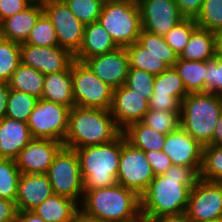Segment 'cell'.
<instances>
[{
    "label": "cell",
    "instance_id": "obj_1",
    "mask_svg": "<svg viewBox=\"0 0 222 222\" xmlns=\"http://www.w3.org/2000/svg\"><path fill=\"white\" fill-rule=\"evenodd\" d=\"M199 174L191 167L172 165L157 175L140 195V211L144 217L186 212L189 194Z\"/></svg>",
    "mask_w": 222,
    "mask_h": 222
},
{
    "label": "cell",
    "instance_id": "obj_2",
    "mask_svg": "<svg viewBox=\"0 0 222 222\" xmlns=\"http://www.w3.org/2000/svg\"><path fill=\"white\" fill-rule=\"evenodd\" d=\"M121 133L110 110L73 106L69 111L68 132L63 146L75 150L105 144Z\"/></svg>",
    "mask_w": 222,
    "mask_h": 222
},
{
    "label": "cell",
    "instance_id": "obj_3",
    "mask_svg": "<svg viewBox=\"0 0 222 222\" xmlns=\"http://www.w3.org/2000/svg\"><path fill=\"white\" fill-rule=\"evenodd\" d=\"M79 205L99 222H122L141 214L140 196L120 184L84 191Z\"/></svg>",
    "mask_w": 222,
    "mask_h": 222
},
{
    "label": "cell",
    "instance_id": "obj_4",
    "mask_svg": "<svg viewBox=\"0 0 222 222\" xmlns=\"http://www.w3.org/2000/svg\"><path fill=\"white\" fill-rule=\"evenodd\" d=\"M121 150L122 133L109 143L75 149L84 191L117 184Z\"/></svg>",
    "mask_w": 222,
    "mask_h": 222
},
{
    "label": "cell",
    "instance_id": "obj_5",
    "mask_svg": "<svg viewBox=\"0 0 222 222\" xmlns=\"http://www.w3.org/2000/svg\"><path fill=\"white\" fill-rule=\"evenodd\" d=\"M222 110V99L208 92L188 93L181 101L180 126L202 146L212 136Z\"/></svg>",
    "mask_w": 222,
    "mask_h": 222
},
{
    "label": "cell",
    "instance_id": "obj_6",
    "mask_svg": "<svg viewBox=\"0 0 222 222\" xmlns=\"http://www.w3.org/2000/svg\"><path fill=\"white\" fill-rule=\"evenodd\" d=\"M118 47L132 45L142 30L137 0H106L98 18Z\"/></svg>",
    "mask_w": 222,
    "mask_h": 222
},
{
    "label": "cell",
    "instance_id": "obj_7",
    "mask_svg": "<svg viewBox=\"0 0 222 222\" xmlns=\"http://www.w3.org/2000/svg\"><path fill=\"white\" fill-rule=\"evenodd\" d=\"M129 67L159 75L178 60L177 53L167 44L164 37L141 30L138 40L125 47Z\"/></svg>",
    "mask_w": 222,
    "mask_h": 222
},
{
    "label": "cell",
    "instance_id": "obj_8",
    "mask_svg": "<svg viewBox=\"0 0 222 222\" xmlns=\"http://www.w3.org/2000/svg\"><path fill=\"white\" fill-rule=\"evenodd\" d=\"M71 75L75 106L110 110L113 88L101 81L85 62L75 59Z\"/></svg>",
    "mask_w": 222,
    "mask_h": 222
},
{
    "label": "cell",
    "instance_id": "obj_9",
    "mask_svg": "<svg viewBox=\"0 0 222 222\" xmlns=\"http://www.w3.org/2000/svg\"><path fill=\"white\" fill-rule=\"evenodd\" d=\"M46 174L54 194L63 195L81 203L84 194L83 178L75 150L63 146L54 156Z\"/></svg>",
    "mask_w": 222,
    "mask_h": 222
},
{
    "label": "cell",
    "instance_id": "obj_10",
    "mask_svg": "<svg viewBox=\"0 0 222 222\" xmlns=\"http://www.w3.org/2000/svg\"><path fill=\"white\" fill-rule=\"evenodd\" d=\"M68 106L38 99L27 121L32 138L64 142L68 132Z\"/></svg>",
    "mask_w": 222,
    "mask_h": 222
},
{
    "label": "cell",
    "instance_id": "obj_11",
    "mask_svg": "<svg viewBox=\"0 0 222 222\" xmlns=\"http://www.w3.org/2000/svg\"><path fill=\"white\" fill-rule=\"evenodd\" d=\"M154 177L152 167L144 151L127 142L122 133V150L117 172V184L135 191L140 196Z\"/></svg>",
    "mask_w": 222,
    "mask_h": 222
},
{
    "label": "cell",
    "instance_id": "obj_12",
    "mask_svg": "<svg viewBox=\"0 0 222 222\" xmlns=\"http://www.w3.org/2000/svg\"><path fill=\"white\" fill-rule=\"evenodd\" d=\"M43 12L51 20L60 47L75 55L82 44L85 25L63 0H41Z\"/></svg>",
    "mask_w": 222,
    "mask_h": 222
},
{
    "label": "cell",
    "instance_id": "obj_13",
    "mask_svg": "<svg viewBox=\"0 0 222 222\" xmlns=\"http://www.w3.org/2000/svg\"><path fill=\"white\" fill-rule=\"evenodd\" d=\"M186 213L193 222L222 218V182L199 178L190 190Z\"/></svg>",
    "mask_w": 222,
    "mask_h": 222
},
{
    "label": "cell",
    "instance_id": "obj_14",
    "mask_svg": "<svg viewBox=\"0 0 222 222\" xmlns=\"http://www.w3.org/2000/svg\"><path fill=\"white\" fill-rule=\"evenodd\" d=\"M21 63L30 66L44 75L68 70L75 56L68 50L60 47H42L20 44Z\"/></svg>",
    "mask_w": 222,
    "mask_h": 222
},
{
    "label": "cell",
    "instance_id": "obj_15",
    "mask_svg": "<svg viewBox=\"0 0 222 222\" xmlns=\"http://www.w3.org/2000/svg\"><path fill=\"white\" fill-rule=\"evenodd\" d=\"M188 95L183 80L174 67H168L155 75L149 109L157 111H181V101Z\"/></svg>",
    "mask_w": 222,
    "mask_h": 222
},
{
    "label": "cell",
    "instance_id": "obj_16",
    "mask_svg": "<svg viewBox=\"0 0 222 222\" xmlns=\"http://www.w3.org/2000/svg\"><path fill=\"white\" fill-rule=\"evenodd\" d=\"M142 29L164 36L185 17L174 0H137Z\"/></svg>",
    "mask_w": 222,
    "mask_h": 222
},
{
    "label": "cell",
    "instance_id": "obj_17",
    "mask_svg": "<svg viewBox=\"0 0 222 222\" xmlns=\"http://www.w3.org/2000/svg\"><path fill=\"white\" fill-rule=\"evenodd\" d=\"M162 151L170 158L173 165L191 167L200 174L203 146L181 126L167 134Z\"/></svg>",
    "mask_w": 222,
    "mask_h": 222
},
{
    "label": "cell",
    "instance_id": "obj_18",
    "mask_svg": "<svg viewBox=\"0 0 222 222\" xmlns=\"http://www.w3.org/2000/svg\"><path fill=\"white\" fill-rule=\"evenodd\" d=\"M85 63L101 81L113 89L126 84L129 58L125 47L88 58Z\"/></svg>",
    "mask_w": 222,
    "mask_h": 222
},
{
    "label": "cell",
    "instance_id": "obj_19",
    "mask_svg": "<svg viewBox=\"0 0 222 222\" xmlns=\"http://www.w3.org/2000/svg\"><path fill=\"white\" fill-rule=\"evenodd\" d=\"M63 147V143L51 139L33 138L15 159L21 173L46 174L54 156Z\"/></svg>",
    "mask_w": 222,
    "mask_h": 222
},
{
    "label": "cell",
    "instance_id": "obj_20",
    "mask_svg": "<svg viewBox=\"0 0 222 222\" xmlns=\"http://www.w3.org/2000/svg\"><path fill=\"white\" fill-rule=\"evenodd\" d=\"M148 110L149 101L126 85L113 89L110 113L121 130L131 123L141 121Z\"/></svg>",
    "mask_w": 222,
    "mask_h": 222
},
{
    "label": "cell",
    "instance_id": "obj_21",
    "mask_svg": "<svg viewBox=\"0 0 222 222\" xmlns=\"http://www.w3.org/2000/svg\"><path fill=\"white\" fill-rule=\"evenodd\" d=\"M53 194L52 185L47 174L21 173L15 201L17 211H32Z\"/></svg>",
    "mask_w": 222,
    "mask_h": 222
},
{
    "label": "cell",
    "instance_id": "obj_22",
    "mask_svg": "<svg viewBox=\"0 0 222 222\" xmlns=\"http://www.w3.org/2000/svg\"><path fill=\"white\" fill-rule=\"evenodd\" d=\"M43 13L41 0H35L28 8L0 23V37L16 42H26L37 19Z\"/></svg>",
    "mask_w": 222,
    "mask_h": 222
},
{
    "label": "cell",
    "instance_id": "obj_23",
    "mask_svg": "<svg viewBox=\"0 0 222 222\" xmlns=\"http://www.w3.org/2000/svg\"><path fill=\"white\" fill-rule=\"evenodd\" d=\"M32 139L26 122L6 116L0 120V158L16 159Z\"/></svg>",
    "mask_w": 222,
    "mask_h": 222
},
{
    "label": "cell",
    "instance_id": "obj_24",
    "mask_svg": "<svg viewBox=\"0 0 222 222\" xmlns=\"http://www.w3.org/2000/svg\"><path fill=\"white\" fill-rule=\"evenodd\" d=\"M118 46L110 34L97 21L85 25L83 41L75 59L85 62L88 58L116 50Z\"/></svg>",
    "mask_w": 222,
    "mask_h": 222
},
{
    "label": "cell",
    "instance_id": "obj_25",
    "mask_svg": "<svg viewBox=\"0 0 222 222\" xmlns=\"http://www.w3.org/2000/svg\"><path fill=\"white\" fill-rule=\"evenodd\" d=\"M44 88L41 99L68 106H75L71 67L63 72L49 73L44 76Z\"/></svg>",
    "mask_w": 222,
    "mask_h": 222
},
{
    "label": "cell",
    "instance_id": "obj_26",
    "mask_svg": "<svg viewBox=\"0 0 222 222\" xmlns=\"http://www.w3.org/2000/svg\"><path fill=\"white\" fill-rule=\"evenodd\" d=\"M79 207L74 199L53 194L32 211L45 222H68Z\"/></svg>",
    "mask_w": 222,
    "mask_h": 222
},
{
    "label": "cell",
    "instance_id": "obj_27",
    "mask_svg": "<svg viewBox=\"0 0 222 222\" xmlns=\"http://www.w3.org/2000/svg\"><path fill=\"white\" fill-rule=\"evenodd\" d=\"M215 35L207 29L196 27L179 58L190 61H207L215 57Z\"/></svg>",
    "mask_w": 222,
    "mask_h": 222
},
{
    "label": "cell",
    "instance_id": "obj_28",
    "mask_svg": "<svg viewBox=\"0 0 222 222\" xmlns=\"http://www.w3.org/2000/svg\"><path fill=\"white\" fill-rule=\"evenodd\" d=\"M122 133L127 142L143 151H162L167 136L141 121L131 123L122 130Z\"/></svg>",
    "mask_w": 222,
    "mask_h": 222
},
{
    "label": "cell",
    "instance_id": "obj_29",
    "mask_svg": "<svg viewBox=\"0 0 222 222\" xmlns=\"http://www.w3.org/2000/svg\"><path fill=\"white\" fill-rule=\"evenodd\" d=\"M44 76L40 71L20 63L7 84L10 89L22 91L41 99L44 88Z\"/></svg>",
    "mask_w": 222,
    "mask_h": 222
},
{
    "label": "cell",
    "instance_id": "obj_30",
    "mask_svg": "<svg viewBox=\"0 0 222 222\" xmlns=\"http://www.w3.org/2000/svg\"><path fill=\"white\" fill-rule=\"evenodd\" d=\"M173 67L183 80L187 93L204 92L206 61H190L178 58Z\"/></svg>",
    "mask_w": 222,
    "mask_h": 222
},
{
    "label": "cell",
    "instance_id": "obj_31",
    "mask_svg": "<svg viewBox=\"0 0 222 222\" xmlns=\"http://www.w3.org/2000/svg\"><path fill=\"white\" fill-rule=\"evenodd\" d=\"M37 101L38 98L28 93L10 89L6 117L27 123Z\"/></svg>",
    "mask_w": 222,
    "mask_h": 222
},
{
    "label": "cell",
    "instance_id": "obj_32",
    "mask_svg": "<svg viewBox=\"0 0 222 222\" xmlns=\"http://www.w3.org/2000/svg\"><path fill=\"white\" fill-rule=\"evenodd\" d=\"M20 174L15 159L0 158V198L16 201Z\"/></svg>",
    "mask_w": 222,
    "mask_h": 222
},
{
    "label": "cell",
    "instance_id": "obj_33",
    "mask_svg": "<svg viewBox=\"0 0 222 222\" xmlns=\"http://www.w3.org/2000/svg\"><path fill=\"white\" fill-rule=\"evenodd\" d=\"M199 178L211 182H222V146L213 144L203 146Z\"/></svg>",
    "mask_w": 222,
    "mask_h": 222
},
{
    "label": "cell",
    "instance_id": "obj_34",
    "mask_svg": "<svg viewBox=\"0 0 222 222\" xmlns=\"http://www.w3.org/2000/svg\"><path fill=\"white\" fill-rule=\"evenodd\" d=\"M20 63V44L0 37V82L7 83Z\"/></svg>",
    "mask_w": 222,
    "mask_h": 222
},
{
    "label": "cell",
    "instance_id": "obj_35",
    "mask_svg": "<svg viewBox=\"0 0 222 222\" xmlns=\"http://www.w3.org/2000/svg\"><path fill=\"white\" fill-rule=\"evenodd\" d=\"M180 112L149 109L141 122L157 132L167 135L180 127Z\"/></svg>",
    "mask_w": 222,
    "mask_h": 222
},
{
    "label": "cell",
    "instance_id": "obj_36",
    "mask_svg": "<svg viewBox=\"0 0 222 222\" xmlns=\"http://www.w3.org/2000/svg\"><path fill=\"white\" fill-rule=\"evenodd\" d=\"M25 43L42 47L59 46L56 31L44 12L37 19Z\"/></svg>",
    "mask_w": 222,
    "mask_h": 222
},
{
    "label": "cell",
    "instance_id": "obj_37",
    "mask_svg": "<svg viewBox=\"0 0 222 222\" xmlns=\"http://www.w3.org/2000/svg\"><path fill=\"white\" fill-rule=\"evenodd\" d=\"M195 22L198 27L212 32L222 30V0H203Z\"/></svg>",
    "mask_w": 222,
    "mask_h": 222
},
{
    "label": "cell",
    "instance_id": "obj_38",
    "mask_svg": "<svg viewBox=\"0 0 222 222\" xmlns=\"http://www.w3.org/2000/svg\"><path fill=\"white\" fill-rule=\"evenodd\" d=\"M197 26L194 18H185L176 26L172 27L163 37L167 44L179 56L189 42L192 31Z\"/></svg>",
    "mask_w": 222,
    "mask_h": 222
},
{
    "label": "cell",
    "instance_id": "obj_39",
    "mask_svg": "<svg viewBox=\"0 0 222 222\" xmlns=\"http://www.w3.org/2000/svg\"><path fill=\"white\" fill-rule=\"evenodd\" d=\"M84 25L98 21L104 0H63Z\"/></svg>",
    "mask_w": 222,
    "mask_h": 222
},
{
    "label": "cell",
    "instance_id": "obj_40",
    "mask_svg": "<svg viewBox=\"0 0 222 222\" xmlns=\"http://www.w3.org/2000/svg\"><path fill=\"white\" fill-rule=\"evenodd\" d=\"M154 78L155 75L151 73L129 67L125 85L149 101L153 94Z\"/></svg>",
    "mask_w": 222,
    "mask_h": 222
},
{
    "label": "cell",
    "instance_id": "obj_41",
    "mask_svg": "<svg viewBox=\"0 0 222 222\" xmlns=\"http://www.w3.org/2000/svg\"><path fill=\"white\" fill-rule=\"evenodd\" d=\"M204 92L213 93L222 99V58L215 56L206 61Z\"/></svg>",
    "mask_w": 222,
    "mask_h": 222
},
{
    "label": "cell",
    "instance_id": "obj_42",
    "mask_svg": "<svg viewBox=\"0 0 222 222\" xmlns=\"http://www.w3.org/2000/svg\"><path fill=\"white\" fill-rule=\"evenodd\" d=\"M155 176L162 175L173 164L163 151H144Z\"/></svg>",
    "mask_w": 222,
    "mask_h": 222
},
{
    "label": "cell",
    "instance_id": "obj_43",
    "mask_svg": "<svg viewBox=\"0 0 222 222\" xmlns=\"http://www.w3.org/2000/svg\"><path fill=\"white\" fill-rule=\"evenodd\" d=\"M35 0H0V23L28 8Z\"/></svg>",
    "mask_w": 222,
    "mask_h": 222
},
{
    "label": "cell",
    "instance_id": "obj_44",
    "mask_svg": "<svg viewBox=\"0 0 222 222\" xmlns=\"http://www.w3.org/2000/svg\"><path fill=\"white\" fill-rule=\"evenodd\" d=\"M185 18H196L202 8L203 0H174Z\"/></svg>",
    "mask_w": 222,
    "mask_h": 222
},
{
    "label": "cell",
    "instance_id": "obj_45",
    "mask_svg": "<svg viewBox=\"0 0 222 222\" xmlns=\"http://www.w3.org/2000/svg\"><path fill=\"white\" fill-rule=\"evenodd\" d=\"M17 208L14 201L0 198V222H13L16 219Z\"/></svg>",
    "mask_w": 222,
    "mask_h": 222
},
{
    "label": "cell",
    "instance_id": "obj_46",
    "mask_svg": "<svg viewBox=\"0 0 222 222\" xmlns=\"http://www.w3.org/2000/svg\"><path fill=\"white\" fill-rule=\"evenodd\" d=\"M145 218L147 222H193L186 212Z\"/></svg>",
    "mask_w": 222,
    "mask_h": 222
},
{
    "label": "cell",
    "instance_id": "obj_47",
    "mask_svg": "<svg viewBox=\"0 0 222 222\" xmlns=\"http://www.w3.org/2000/svg\"><path fill=\"white\" fill-rule=\"evenodd\" d=\"M10 87L7 83L0 82V120L6 116V107Z\"/></svg>",
    "mask_w": 222,
    "mask_h": 222
},
{
    "label": "cell",
    "instance_id": "obj_48",
    "mask_svg": "<svg viewBox=\"0 0 222 222\" xmlns=\"http://www.w3.org/2000/svg\"><path fill=\"white\" fill-rule=\"evenodd\" d=\"M16 222H45L33 211H17Z\"/></svg>",
    "mask_w": 222,
    "mask_h": 222
},
{
    "label": "cell",
    "instance_id": "obj_49",
    "mask_svg": "<svg viewBox=\"0 0 222 222\" xmlns=\"http://www.w3.org/2000/svg\"><path fill=\"white\" fill-rule=\"evenodd\" d=\"M68 222H99L89 214L85 213L80 207L72 215Z\"/></svg>",
    "mask_w": 222,
    "mask_h": 222
},
{
    "label": "cell",
    "instance_id": "obj_50",
    "mask_svg": "<svg viewBox=\"0 0 222 222\" xmlns=\"http://www.w3.org/2000/svg\"><path fill=\"white\" fill-rule=\"evenodd\" d=\"M212 144L222 146V110L218 118V122L215 125V129L212 136Z\"/></svg>",
    "mask_w": 222,
    "mask_h": 222
},
{
    "label": "cell",
    "instance_id": "obj_51",
    "mask_svg": "<svg viewBox=\"0 0 222 222\" xmlns=\"http://www.w3.org/2000/svg\"><path fill=\"white\" fill-rule=\"evenodd\" d=\"M215 35V56L222 58V30L214 32Z\"/></svg>",
    "mask_w": 222,
    "mask_h": 222
},
{
    "label": "cell",
    "instance_id": "obj_52",
    "mask_svg": "<svg viewBox=\"0 0 222 222\" xmlns=\"http://www.w3.org/2000/svg\"><path fill=\"white\" fill-rule=\"evenodd\" d=\"M122 222H147V220L142 214H140L138 217H136L134 219H130L127 221H122Z\"/></svg>",
    "mask_w": 222,
    "mask_h": 222
},
{
    "label": "cell",
    "instance_id": "obj_53",
    "mask_svg": "<svg viewBox=\"0 0 222 222\" xmlns=\"http://www.w3.org/2000/svg\"><path fill=\"white\" fill-rule=\"evenodd\" d=\"M205 222H222V218L216 219V220H211V221H205Z\"/></svg>",
    "mask_w": 222,
    "mask_h": 222
}]
</instances>
